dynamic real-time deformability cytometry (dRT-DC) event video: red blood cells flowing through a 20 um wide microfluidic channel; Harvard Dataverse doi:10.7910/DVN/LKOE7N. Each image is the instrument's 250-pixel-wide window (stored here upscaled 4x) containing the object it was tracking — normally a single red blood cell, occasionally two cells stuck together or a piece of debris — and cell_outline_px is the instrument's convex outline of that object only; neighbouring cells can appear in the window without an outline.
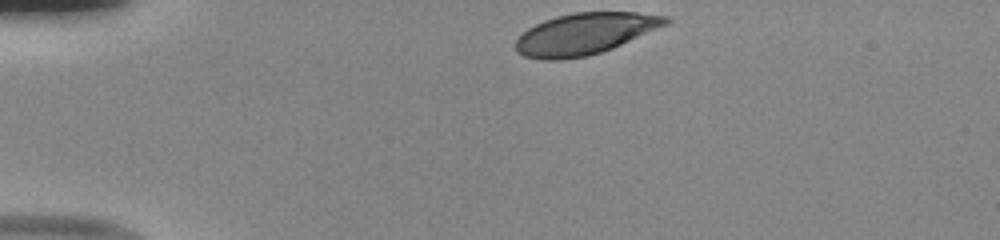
{"species": "human", "species_latin": "Homo sapiens", "temperature_condition": "room temperature", "stored_images_in_passage": 33, "camera_frame_rate_fps": 3000, "um_per_image_px": 0.085, "donor": {"sex": "male"}, "frame": {"image": 1, "passage_image": 1, "time_ms": 0.0, "image_size_px": [1000, 240], "cell_outline_px": [[672, 20], [668, 24], [612, 48], [588, 56], [560, 60], [544, 60], [524, 56], [516, 52], [516, 40], [528, 28], [544, 20], [556, 16], [576, 12], [636, 12], [668, 16]], "centroid_in_image_um": [49.72, 2.87], "position_along_channel_um": 35.3, "area_um2": 36.13}}
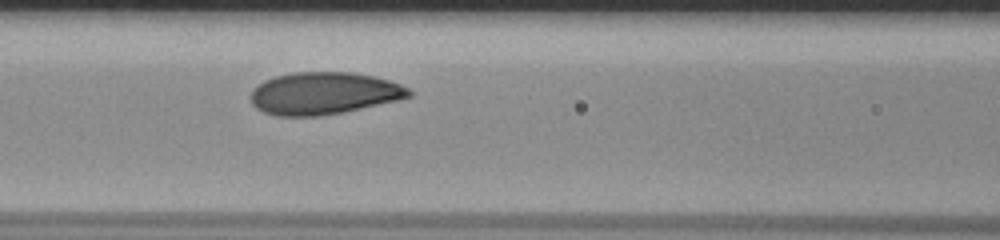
{"frame": {"image": 2, "passage_image": 13, "time_ms": 4.0, "image_size_px": [1000, 240], "cell_outline_px": [[412, 96], [396, 100], [360, 108], [340, 112], [316, 116], [276, 116], [264, 112], [256, 108], [252, 104], [252, 92], [264, 80], [276, 76], [292, 72], [352, 72], [372, 76], [388, 80], [400, 84], [408, 88], [412, 92]], "centroid_in_image_um": [27.51, 7.92], "position_along_channel_um": 139.1, "area_um2": 38.49}}
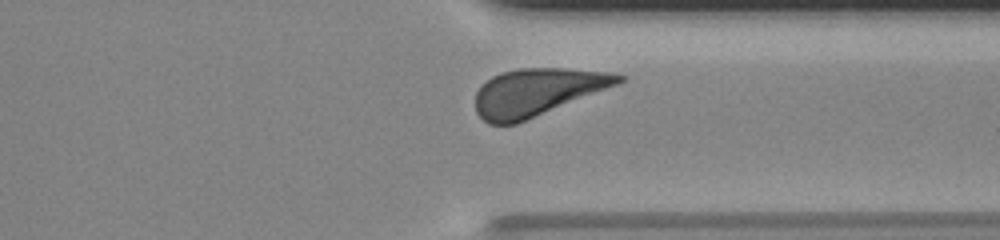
{"frame": {"image": 3, "passage_image": 30, "time_ms": 9.667, "image_size_px": [1000, 240], "cell_outline_px": [[624, 80], [616, 84], [516, 124], [488, 124], [476, 112], [476, 92], [492, 76], [504, 72], [520, 68], [564, 68], [612, 72], [624, 76]], "centroid_in_image_um": [45.62, 7.82], "position_along_channel_um": 365.8, "area_um2": 38.67}, "authors_computed_cell_mechanics": {"area_um2": 38.7838, "velocity_mm_per_s": 3.9983, "shape_relaxation_time_tau1_ms": 3.2785, "shape_relaxation_time_tau2_ms": null, "deformation_change_tau1": 0.1523, "deformation_change_tau2": null}}